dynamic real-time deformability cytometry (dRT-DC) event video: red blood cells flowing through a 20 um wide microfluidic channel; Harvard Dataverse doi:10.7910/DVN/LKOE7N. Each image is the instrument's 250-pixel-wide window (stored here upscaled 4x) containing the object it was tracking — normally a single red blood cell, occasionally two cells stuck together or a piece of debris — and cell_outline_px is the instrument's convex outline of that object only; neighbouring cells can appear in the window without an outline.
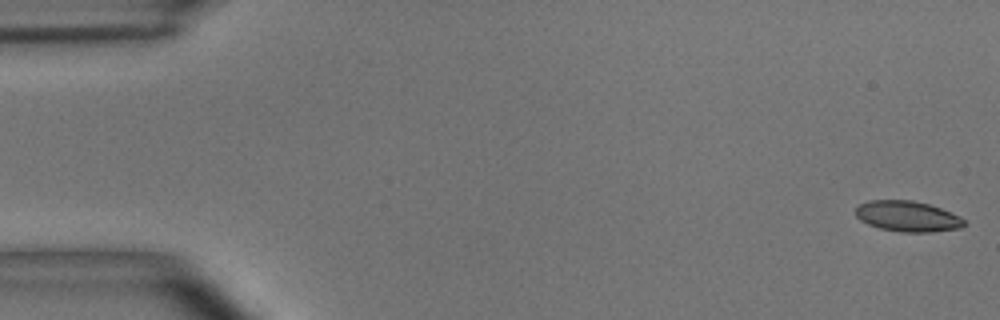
{"species": "common noctule bat (a hibernating species)", "species_latin": "Nyctalus noctula", "temperature_condition": "room temperature", "stored_images_in_passage": 54, "camera_frame_rate_fps": 3000, "um_per_image_px": 0.085, "animal": {"sex": "male", "body_mass_g": 15.6}, "frame": {"image": 1, "passage_image": 1, "time_ms": 0.0, "image_size_px": [1000, 320], "cell_outline_px": [[968, 224], [960, 228], [928, 232], [900, 232], [880, 228], [868, 224], [860, 220], [856, 216], [856, 208], [860, 204], [868, 200], [912, 200], [928, 204], [952, 212], [960, 216]], "centroid_in_image_um": [77.16, 18.38], "position_along_channel_um": 7.8, "area_um2": 19.42}}
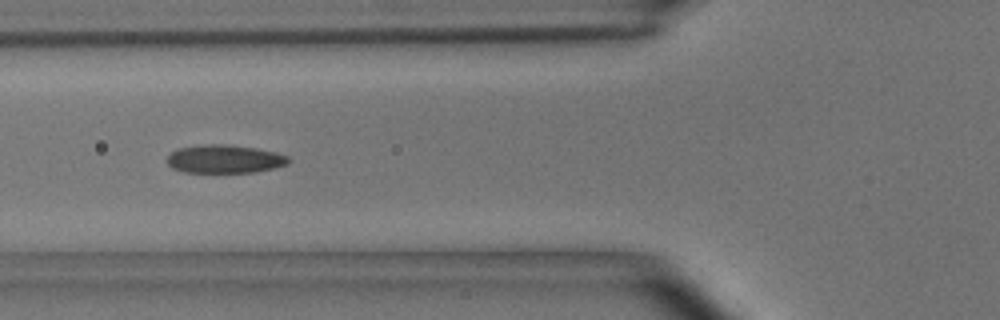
{"frame": {"image": 2, "passage_image": 20, "time_ms": 6.333, "image_size_px": [1000, 320], "cell_outline_px": [[292, 160], [288, 164], [256, 172], [184, 172], [172, 168], [168, 164], [168, 156], [176, 148], [204, 144], [228, 144], [256, 148], [276, 152], [288, 156]], "centroid_in_image_um": [19.11, 13.5], "position_along_channel_um": 106.7, "area_um2": 20.11}}
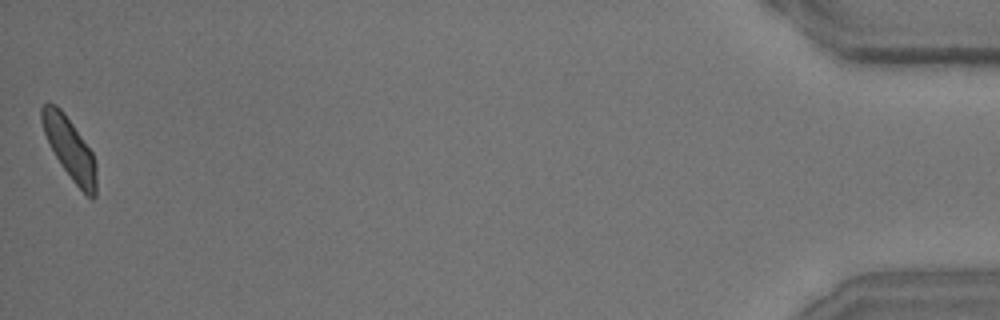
{"frame": {"image": 3, "passage_image": 54, "time_ms": 17.667, "image_size_px": [1000, 320], "cell_outline_px": [[96, 196], [92, 200], [72, 180], [56, 156], [44, 132], [40, 120], [40, 108], [44, 104], [56, 104], [64, 112], [92, 152], [96, 164]], "centroid_in_image_um": [5.93, 12.6], "position_along_channel_um": 429.3, "area_um2": 19.13}, "authors_computed_cell_mechanics": {"area_um2": 19.8832, "velocity_mm_per_s": 3.6707, "shape_relaxation_time_tau1_ms": 4.6058, "shape_relaxation_time_tau2_ms": 1.6521, "deformation_change_tau1": 0.1166, "deformation_change_tau2": 0.0637}}